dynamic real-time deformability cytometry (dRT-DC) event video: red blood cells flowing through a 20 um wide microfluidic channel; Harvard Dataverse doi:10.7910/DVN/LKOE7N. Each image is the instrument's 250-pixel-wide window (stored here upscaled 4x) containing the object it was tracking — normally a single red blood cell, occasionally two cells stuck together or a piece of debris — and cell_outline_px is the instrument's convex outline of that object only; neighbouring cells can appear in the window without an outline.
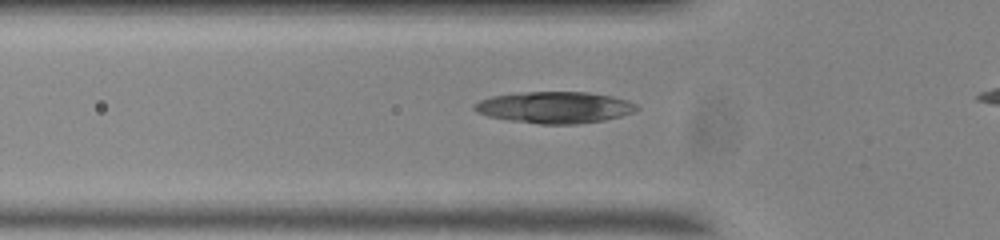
{"species": "common noctule bat (a hibernating species)", "species_latin": "Nyctalus noctula", "temperature_condition": "room temperature", "stored_images_in_passage": 37, "camera_frame_rate_fps": 3000, "um_per_image_px": 0.085, "animal": {"sex": "male", "body_mass_g": 20.0, "forearm_length_mm": 53.3}, "frame": {"image": 1, "passage_image": 10, "time_ms": 3.0, "image_size_px": [1000, 240], "cell_outline_px": [[640, 108], [632, 112], [620, 116], [604, 120], [576, 124], [540, 124], [508, 120], [488, 116], [476, 112], [472, 108], [472, 104], [480, 100], [492, 96], [524, 92], [588, 92], [612, 96], [628, 100], [636, 104]], "centroid_in_image_um": [47.13, 9.13], "position_along_channel_um": 78.7, "area_um2": 29.88}}
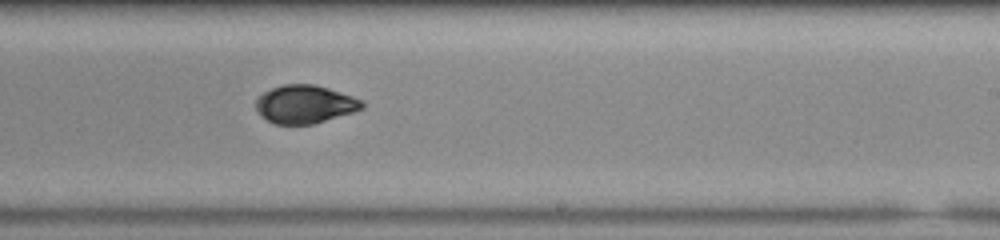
{"frame": {"image": 2, "passage_image": 25, "time_ms": 8.0, "image_size_px": [1000, 240], "cell_outline_px": [[364, 108], [352, 112], [312, 124], [276, 124], [260, 116], [256, 112], [256, 100], [264, 92], [272, 88], [284, 84], [312, 84], [328, 88], [364, 100]], "centroid_in_image_um": [25.9, 8.86], "position_along_channel_um": 263.1, "area_um2": 23.47}}
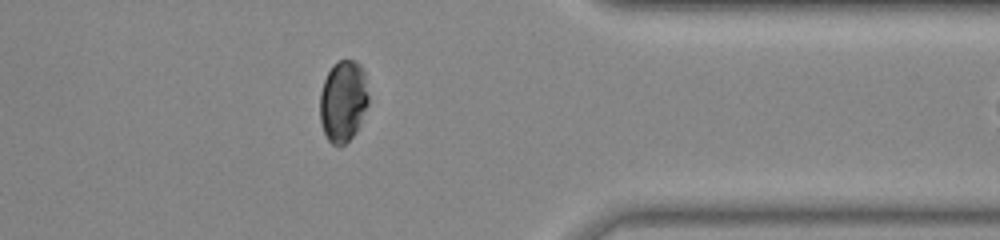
{"frame": {"image": 3, "passage_image": 36, "time_ms": 11.667, "image_size_px": [1000, 240], "cell_outline_px": [[368, 104], [360, 124], [356, 132], [340, 148], [336, 148], [328, 140], [324, 132], [320, 120], [320, 92], [324, 80], [332, 64], [340, 60], [356, 60], [360, 64], [364, 72], [368, 96]], "centroid_in_image_um": [29.16, 8.61], "position_along_channel_um": 382.2, "area_um2": 23.29}}